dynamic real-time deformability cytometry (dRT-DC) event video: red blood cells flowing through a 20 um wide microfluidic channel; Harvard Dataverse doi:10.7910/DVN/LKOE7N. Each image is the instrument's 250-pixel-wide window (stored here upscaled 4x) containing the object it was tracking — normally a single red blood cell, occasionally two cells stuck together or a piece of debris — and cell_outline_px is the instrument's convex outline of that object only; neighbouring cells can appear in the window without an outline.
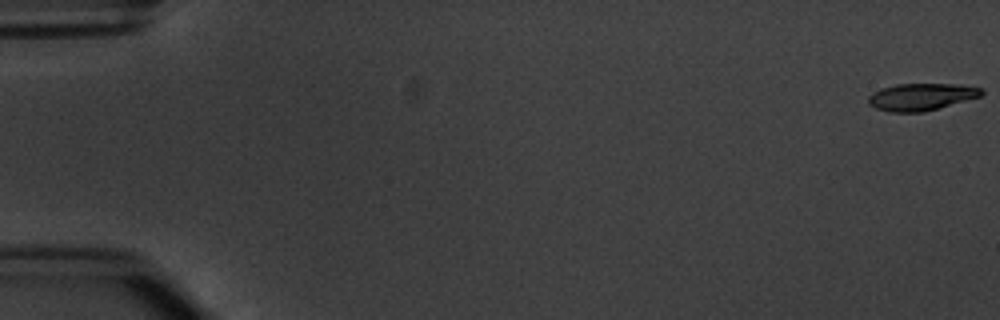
{"species": "common noctule bat (a hibernating species)", "species_latin": "Nyctalus noctula", "temperature_condition": "warm", "stored_images_in_passage": 6, "camera_frame_rate_fps": 3000, "um_per_image_px": 0.085, "animal": {"sex": "male", "body_mass_g": 20.1, "forearm_length_mm": 53.5}, "frame": {"image": 1, "passage_image": 1, "time_ms": 0.0, "image_size_px": [1000, 320], "cell_outline_px": [[984, 92], [980, 96], [924, 112], [888, 112], [876, 108], [868, 104], [868, 96], [872, 92], [880, 88], [896, 84], [960, 84], [984, 88]], "centroid_in_image_um": [78.28, 8.22], "position_along_channel_um": 6.7, "area_um2": 17.98}}